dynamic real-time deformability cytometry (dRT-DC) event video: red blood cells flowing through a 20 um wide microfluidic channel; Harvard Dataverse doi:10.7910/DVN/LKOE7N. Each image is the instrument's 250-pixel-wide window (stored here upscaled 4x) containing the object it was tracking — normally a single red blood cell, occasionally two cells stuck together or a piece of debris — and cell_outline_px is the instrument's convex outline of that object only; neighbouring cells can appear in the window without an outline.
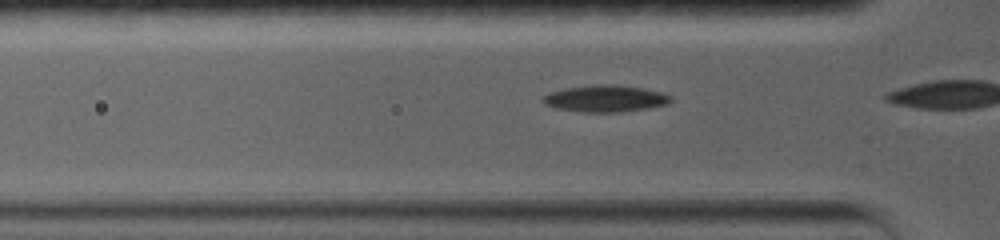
{"species": "common noctule bat (a hibernating species)", "species_latin": "Nyctalus noctula", "temperature_condition": "warm", "stored_images_in_passage": 3, "camera_frame_rate_fps": 5000, "um_per_image_px": 0.085, "animal": {"sex": "female", "body_mass_g": 19.0, "forearm_length_mm": 56.7}, "frame": {"image": 1, "passage_image": 2, "time_ms": 0.2, "image_size_px": [1000, 240], "cell_outline_px": [[672, 100], [668, 104], [648, 108], [620, 112], [584, 112], [556, 108], [544, 104], [540, 100], [548, 92], [564, 88], [596, 84], [612, 84], [644, 88], [660, 92], [672, 96]], "centroid_in_image_um": [51.43, 8.37], "position_along_channel_um": 74.4, "area_um2": 20.06}}